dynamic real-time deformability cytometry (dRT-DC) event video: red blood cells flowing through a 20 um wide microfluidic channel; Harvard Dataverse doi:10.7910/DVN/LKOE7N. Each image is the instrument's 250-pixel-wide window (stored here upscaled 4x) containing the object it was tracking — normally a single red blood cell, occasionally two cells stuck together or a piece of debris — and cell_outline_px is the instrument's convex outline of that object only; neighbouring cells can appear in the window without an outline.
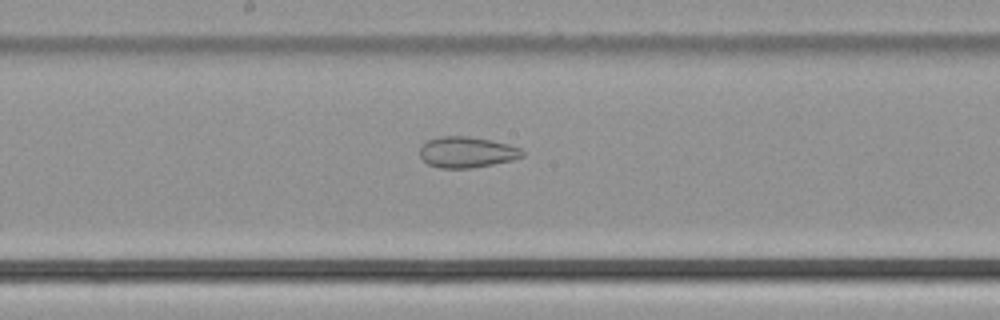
{"species": "common noctule bat (a hibernating species)", "species_latin": "Nyctalus noctula", "temperature_condition": "cold", "stored_images_in_passage": 52, "camera_frame_rate_fps": 3000, "um_per_image_px": 0.085, "animal": {"sex": "male", "body_mass_g": 21.5, "forearm_length_mm": 52.0}, "frame": {"image": 1, "passage_image": 27, "time_ms": 8.667, "image_size_px": [1000, 320], "cell_outline_px": [[524, 156], [512, 160], [492, 164], [468, 168], [440, 168], [428, 164], [420, 156], [420, 148], [428, 140], [440, 136], [468, 136], [492, 140], [508, 144], [520, 148], [524, 152]], "centroid_in_image_um": [39.69, 12.93], "position_along_channel_um": 208.5, "area_um2": 18.38}}
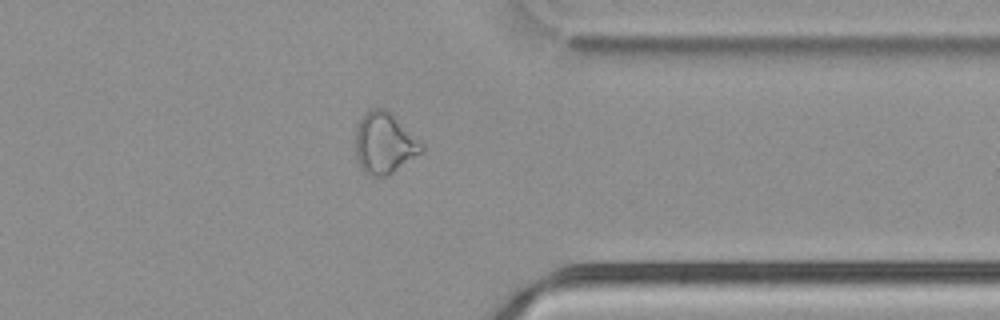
{"frame": {"image": 2, "passage_image": 40, "time_ms": 13.0, "image_size_px": [1000, 320], "cell_outline_px": [[424, 148], [420, 152], [388, 176], [372, 176], [364, 172], [360, 168], [356, 160], [356, 124], [368, 108], [384, 108], [424, 144]], "centroid_in_image_um": [32.62, 12.17], "position_along_channel_um": 378.8, "area_um2": 23.35}}
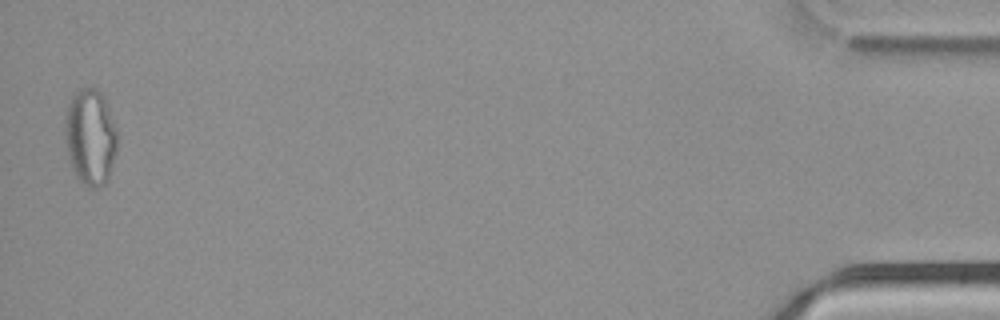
{"frame": {"image": 3, "passage_image": 50, "time_ms": 16.333, "image_size_px": [1000, 320], "cell_outline_px": [[116, 152], [108, 180], [100, 188], [88, 188], [76, 176], [72, 168], [68, 156], [64, 132], [64, 120], [68, 104], [72, 96], [76, 92], [84, 88], [96, 88], [104, 96], [116, 128]], "centroid_in_image_um": [7.67, 11.66], "position_along_channel_um": 427.5, "area_um2": 29.42}}